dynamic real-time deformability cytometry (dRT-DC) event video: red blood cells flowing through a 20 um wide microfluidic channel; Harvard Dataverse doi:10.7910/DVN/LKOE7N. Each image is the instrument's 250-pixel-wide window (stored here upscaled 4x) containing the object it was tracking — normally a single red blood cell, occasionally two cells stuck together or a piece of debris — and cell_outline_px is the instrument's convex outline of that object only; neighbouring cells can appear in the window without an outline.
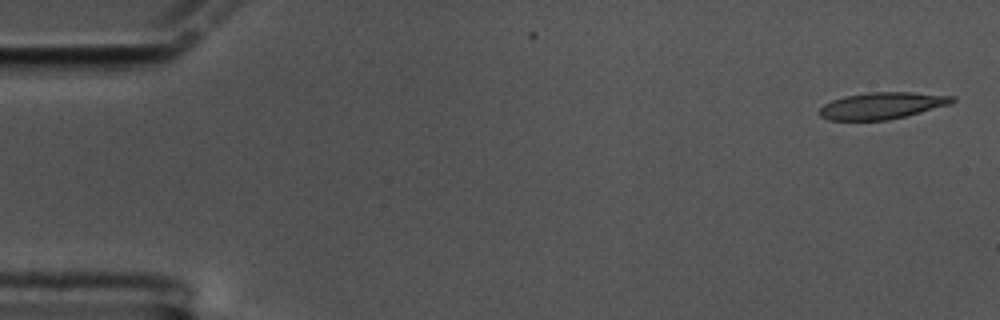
{"species": "common noctule bat (a hibernating species)", "species_latin": "Nyctalus noctula", "temperature_condition": "cold", "stored_images_in_passage": 7, "camera_frame_rate_fps": 3000, "um_per_image_px": 0.085, "animal": {"sex": "male", "body_mass_g": 17.5, "forearm_length_mm": 52.3}, "frame": {"image": 1, "passage_image": 1, "time_ms": 0.0, "image_size_px": [1000, 320], "cell_outline_px": [[956, 100], [952, 104], [888, 120], [828, 120], [820, 116], [820, 108], [824, 104], [832, 100], [844, 96], [868, 92], [912, 92], [956, 96]], "centroid_in_image_um": [74.99, 8.97], "position_along_channel_um": 10.0, "area_um2": 20.69}}